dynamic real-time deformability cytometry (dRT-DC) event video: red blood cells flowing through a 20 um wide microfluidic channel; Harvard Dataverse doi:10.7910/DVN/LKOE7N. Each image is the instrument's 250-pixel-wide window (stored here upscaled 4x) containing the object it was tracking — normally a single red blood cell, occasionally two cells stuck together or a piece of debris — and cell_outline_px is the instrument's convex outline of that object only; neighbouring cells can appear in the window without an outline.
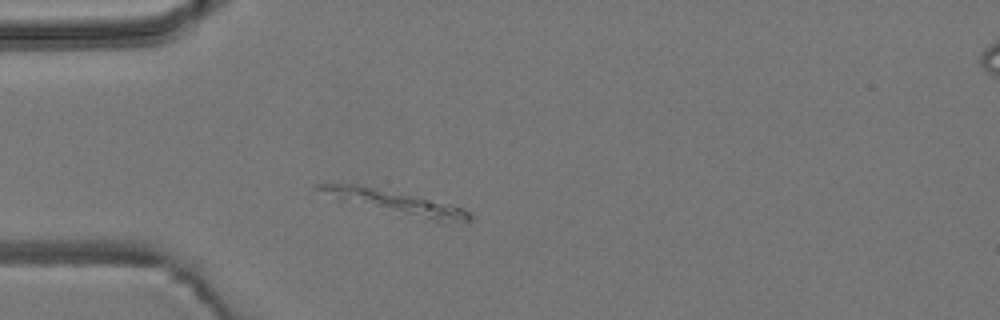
{"species": "common noctule bat (a hibernating species)", "species_latin": "Nyctalus noctula", "temperature_condition": "room temperature", "stored_images_in_passage": 4, "camera_frame_rate_fps": 3000, "um_per_image_px": 0.085, "animal": {"sex": "male", "body_mass_g": 19.2, "forearm_length_mm": 51.8}, "frame": {"image": 1, "passage_image": 3, "time_ms": 3.333, "image_size_px": [1000, 320], "cell_outline_px": [[472, 220], [468, 224], [444, 224], [344, 200], [312, 188], [312, 184], [356, 184], [416, 196], [464, 208], [472, 216]], "centroid_in_image_um": [33.84, 17.25], "position_along_channel_um": 51.2, "area_um2": 20.11}}